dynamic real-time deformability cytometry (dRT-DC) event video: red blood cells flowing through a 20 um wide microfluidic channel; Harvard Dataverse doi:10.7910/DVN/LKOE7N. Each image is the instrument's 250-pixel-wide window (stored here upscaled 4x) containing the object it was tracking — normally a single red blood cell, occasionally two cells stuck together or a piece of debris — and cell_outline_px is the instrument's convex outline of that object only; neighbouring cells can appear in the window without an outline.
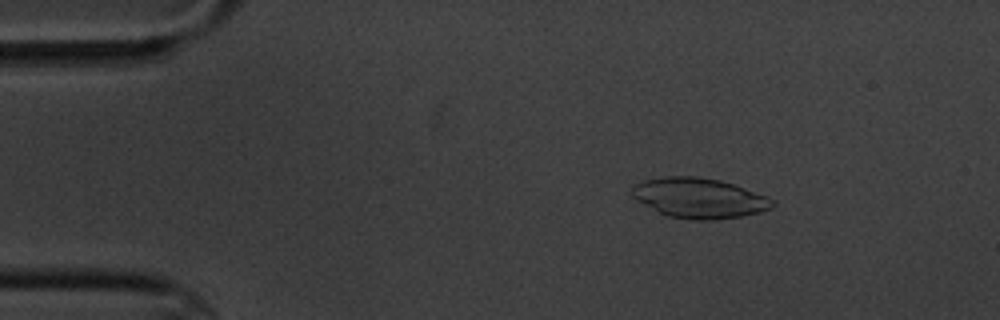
{"species": "common noctule bat (a hibernating species)", "species_latin": "Nyctalus noctula", "temperature_condition": "cold", "stored_images_in_passage": 5, "camera_frame_rate_fps": 3000, "um_per_image_px": 0.085, "animal": {"sex": "male", "body_mass_g": 20.1, "forearm_length_mm": 53.5}, "frame": {"image": 1, "passage_image": 3, "time_ms": 2.333, "image_size_px": [1000, 320], "cell_outline_px": [[776, 204], [772, 208], [760, 212], [740, 216], [712, 220], [696, 220], [668, 216], [636, 200], [632, 196], [632, 188], [636, 184], [644, 180], [664, 176], [696, 176], [720, 180], [768, 196], [776, 200]], "centroid_in_image_um": [59.46, 16.83], "position_along_channel_um": 25.5, "area_um2": 32.71}}